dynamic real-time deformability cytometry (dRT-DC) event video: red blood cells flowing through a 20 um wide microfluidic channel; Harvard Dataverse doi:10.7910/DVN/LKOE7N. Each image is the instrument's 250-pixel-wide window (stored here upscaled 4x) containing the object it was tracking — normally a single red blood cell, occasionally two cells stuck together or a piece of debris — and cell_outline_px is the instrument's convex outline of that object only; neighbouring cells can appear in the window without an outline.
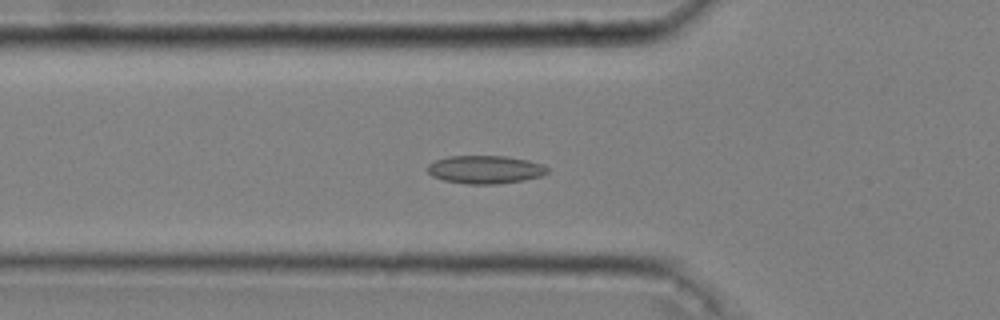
{"species": "common noctule bat (a hibernating species)", "species_latin": "Nyctalus noctula", "temperature_condition": "cold", "stored_images_in_passage": 47, "camera_frame_rate_fps": 3000, "um_per_image_px": 0.085, "animal": {"sex": "male", "body_mass_g": 20.4}, "frame": {"image": 1, "passage_image": 13, "time_ms": 4.0, "image_size_px": [1000, 320], "cell_outline_px": [[548, 172], [540, 176], [524, 180], [496, 184], [468, 184], [444, 180], [432, 176], [424, 168], [428, 164], [436, 160], [448, 156], [504, 156], [528, 160], [544, 164], [548, 168]], "centroid_in_image_um": [41.22, 14.41], "position_along_channel_um": 84.6, "area_um2": 19.71}}
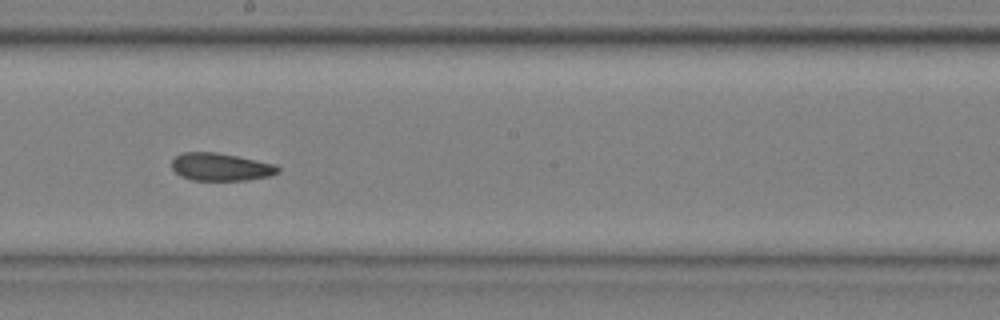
{"frame": {"image": 2, "passage_image": 25, "time_ms": 8.0, "image_size_px": [1000, 320], "cell_outline_px": [[280, 172], [268, 176], [244, 180], [192, 180], [180, 176], [172, 168], [172, 160], [180, 152], [216, 152], [276, 164], [280, 168]], "centroid_in_image_um": [18.74, 14.18], "position_along_channel_um": 229.5, "area_um2": 17.11}}
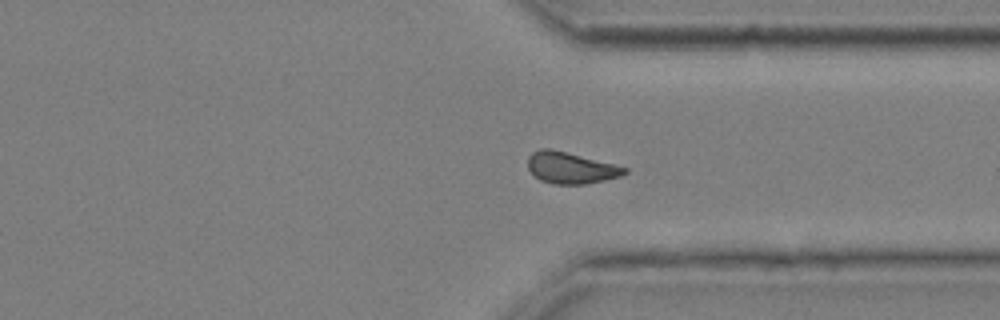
{"frame": {"image": 3, "passage_image": 36, "time_ms": 11.667, "image_size_px": [1000, 320], "cell_outline_px": [[628, 172], [620, 176], [604, 180], [584, 184], [556, 184], [540, 180], [528, 168], [528, 156], [532, 152], [540, 148], [552, 148], [628, 168]], "centroid_in_image_um": [48.49, 14.25], "position_along_channel_um": 362.9, "area_um2": 17.57}, "authors_computed_cell_mechanics": {"area_um2": 17.6868, "velocity_mm_per_s": 3.6171, "shape_relaxation_time_tau1_ms": null, "shape_relaxation_time_tau2_ms": 2.8728, "deformation_change_tau1": null, "deformation_change_tau2": 0.091}}